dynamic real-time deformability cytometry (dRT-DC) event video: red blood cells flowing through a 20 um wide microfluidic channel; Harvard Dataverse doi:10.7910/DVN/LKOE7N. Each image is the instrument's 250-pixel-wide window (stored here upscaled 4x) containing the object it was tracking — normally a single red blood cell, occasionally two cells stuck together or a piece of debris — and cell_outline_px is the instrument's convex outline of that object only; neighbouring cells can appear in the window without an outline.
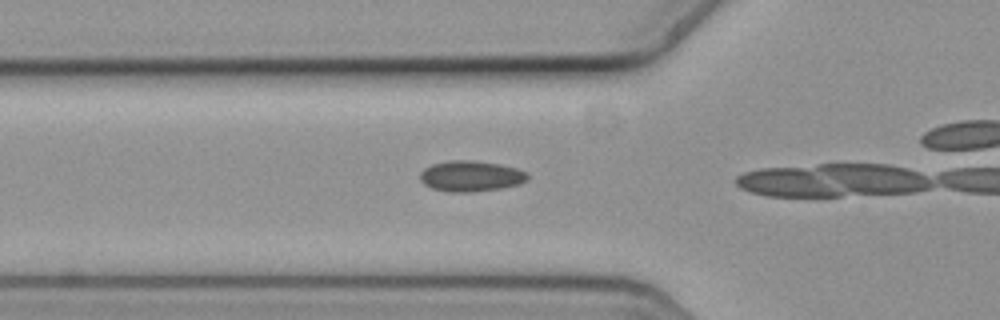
{"species": "common noctule bat (a hibernating species)", "species_latin": "Nyctalus noctula", "temperature_condition": "cold", "stored_images_in_passage": 5, "camera_frame_rate_fps": 3000, "um_per_image_px": 0.085, "animal": {"sex": "female", "body_mass_g": 19.3, "forearm_length_mm": 54.1}, "frame": {"image": 1, "passage_image": 4, "time_ms": 1.0, "image_size_px": [1000, 320], "cell_outline_px": [[528, 180], [520, 184], [500, 188], [472, 192], [448, 192], [432, 188], [424, 184], [420, 180], [420, 172], [424, 168], [432, 164], [448, 160], [476, 160], [500, 164], [516, 168], [524, 172], [528, 176]], "centroid_in_image_um": [40.0, 14.96], "position_along_channel_um": 85.8, "area_um2": 19.36}}